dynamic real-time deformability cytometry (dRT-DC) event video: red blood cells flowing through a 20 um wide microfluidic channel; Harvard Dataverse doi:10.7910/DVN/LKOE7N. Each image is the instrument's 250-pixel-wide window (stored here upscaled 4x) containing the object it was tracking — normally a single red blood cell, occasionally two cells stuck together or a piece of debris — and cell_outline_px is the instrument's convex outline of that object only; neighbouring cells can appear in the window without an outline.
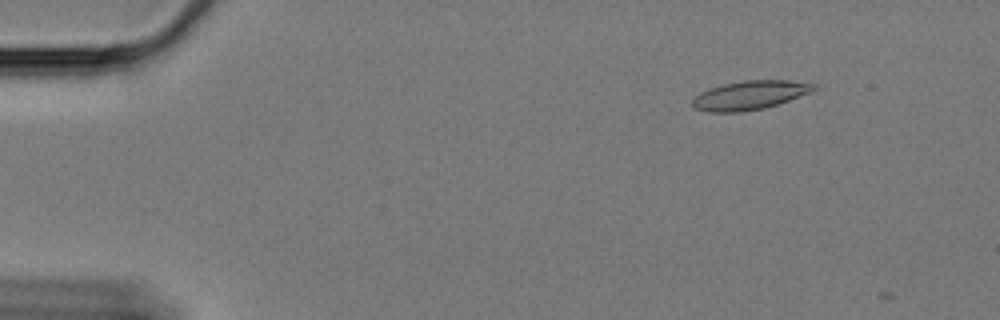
{"species": "Egyptian fruit bat (a non-hibernating species)", "species_latin": "Rousettus aegyptiacus", "temperature_condition": "cold", "stored_images_in_passage": 3, "camera_frame_rate_fps": 3000, "um_per_image_px": 0.085, "animal": {"sex": "female"}, "frame": {"image": 1, "passage_image": 2, "time_ms": 0.333, "image_size_px": [1000, 320], "cell_outline_px": [[816, 88], [812, 92], [764, 108], [740, 112], [708, 112], [692, 108], [692, 100], [700, 92], [708, 88], [724, 84], [744, 80], [788, 80], [816, 84]], "centroid_in_image_um": [63.7, 8.09], "position_along_channel_um": 21.3, "area_um2": 20.4}}